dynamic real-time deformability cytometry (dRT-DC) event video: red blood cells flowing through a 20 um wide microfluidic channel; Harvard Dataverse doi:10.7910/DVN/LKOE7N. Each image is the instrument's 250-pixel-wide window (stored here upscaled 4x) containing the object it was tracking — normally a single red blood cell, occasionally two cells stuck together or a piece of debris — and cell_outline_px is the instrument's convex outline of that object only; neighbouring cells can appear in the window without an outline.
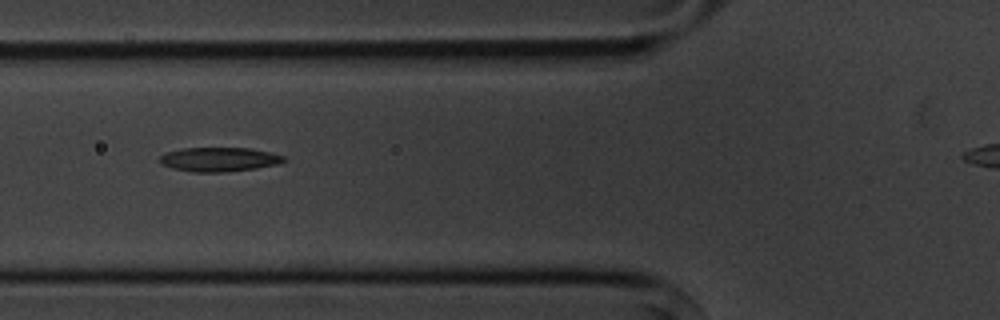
{"species": "common noctule bat (a hibernating species)", "species_latin": "Nyctalus noctula", "temperature_condition": "cold", "stored_images_in_passage": 8, "camera_frame_rate_fps": 3000, "um_per_image_px": 0.085, "animal": {"sex": "male", "body_mass_g": 20.1, "forearm_length_mm": 53.5}, "frame": {"image": 1, "passage_image": 3, "time_ms": 2.333, "image_size_px": [1000, 320], "cell_outline_px": [[284, 160], [280, 164], [256, 168], [224, 172], [192, 172], [172, 168], [160, 164], [160, 156], [164, 152], [180, 148], [252, 148], [284, 156]], "centroid_in_image_um": [18.58, 13.55], "position_along_channel_um": 107.2, "area_um2": 17.57}}
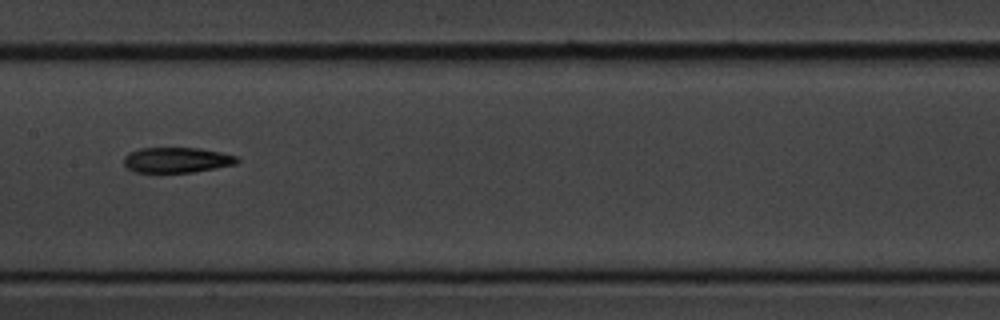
{"frame": {"image": 2, "passage_image": 5, "time_ms": 4.667, "image_size_px": [1000, 320], "cell_outline_px": [[240, 160], [236, 164], [216, 168], [192, 172], [136, 172], [128, 168], [124, 164], [124, 156], [128, 152], [140, 148], [200, 148], [220, 152], [236, 156]], "centroid_in_image_um": [15.02, 13.59], "position_along_channel_um": 192.4, "area_um2": 16.7}}
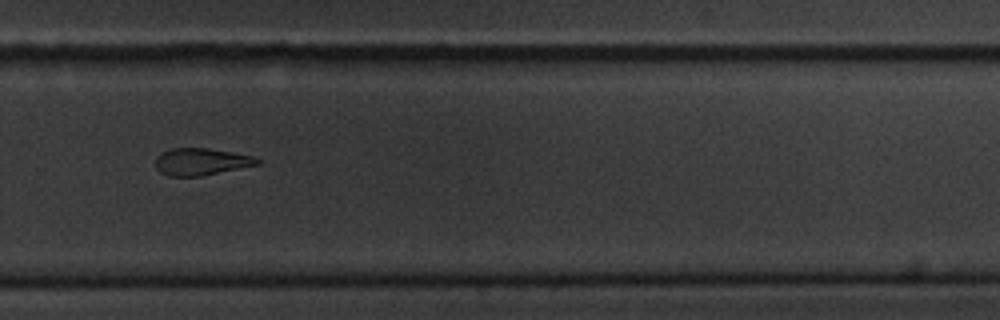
{"frame": {"image": 3, "passage_image": 8, "time_ms": 8.0, "image_size_px": [1000, 320], "cell_outline_px": [[260, 164], [200, 176], [168, 176], [160, 172], [156, 168], [156, 156], [172, 148], [208, 148], [232, 152], [252, 156], [260, 160]], "centroid_in_image_um": [17.08, 13.74], "position_along_channel_um": 312.7, "area_um2": 15.9}}